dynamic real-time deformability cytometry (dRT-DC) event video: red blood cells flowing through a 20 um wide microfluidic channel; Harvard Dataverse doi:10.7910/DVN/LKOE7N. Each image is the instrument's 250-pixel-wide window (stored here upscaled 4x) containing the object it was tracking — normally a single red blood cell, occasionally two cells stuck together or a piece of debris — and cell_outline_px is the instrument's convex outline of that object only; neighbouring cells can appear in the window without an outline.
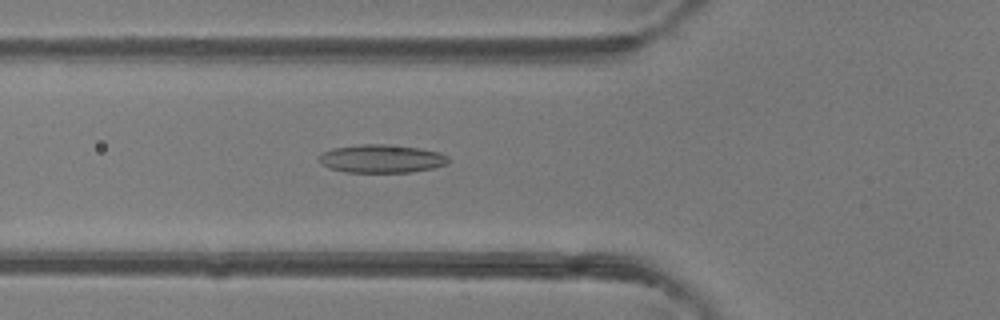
{"species": "common noctule bat (a hibernating species)", "species_latin": "Nyctalus noctula", "temperature_condition": "room temperature", "stored_images_in_passage": 46, "camera_frame_rate_fps": 3000, "um_per_image_px": 0.085, "animal": {"sex": "female"}, "frame": {"image": 1, "passage_image": 16, "time_ms": 5.0, "image_size_px": [1000, 320], "cell_outline_px": [[448, 164], [432, 168], [412, 172], [344, 172], [328, 168], [320, 164], [320, 156], [324, 152], [332, 148], [360, 144], [388, 144], [420, 148], [440, 152], [448, 156]], "centroid_in_image_um": [32.44, 13.49], "position_along_channel_um": 93.4, "area_um2": 21.39}}
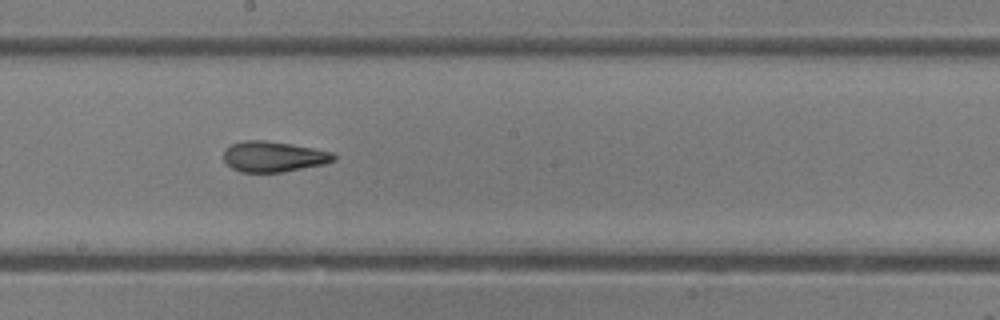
{"frame": {"image": 2, "passage_image": 25, "time_ms": 8.0, "image_size_px": [1000, 320], "cell_outline_px": [[336, 160], [324, 164], [284, 172], [240, 172], [232, 168], [224, 160], [224, 152], [232, 144], [244, 140], [264, 140], [312, 148], [332, 152], [336, 156]], "centroid_in_image_um": [23.26, 13.32], "position_along_channel_um": 224.9, "area_um2": 19.42}}
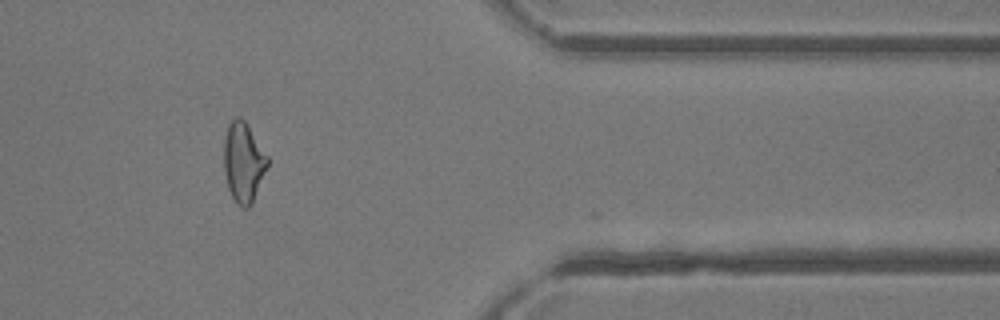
{"frame": {"image": 3, "passage_image": 38, "time_ms": 12.333, "image_size_px": [1000, 320], "cell_outline_px": [[268, 164], [252, 204], [248, 208], [244, 208], [232, 196], [228, 188], [224, 172], [224, 136], [228, 124], [236, 116], [240, 116], [244, 120], [268, 156]], "centroid_in_image_um": [20.68, 13.76], "position_along_channel_um": 390.7, "area_um2": 20.11}, "authors_computed_cell_mechanics": {"area_um2": 20.5768, "velocity_mm_per_s": 4.3628, "shape_relaxation_time_tau1_ms": 8.7067, "shape_relaxation_time_tau2_ms": 2.3386, "deformation_change_tau1": 0.2081, "deformation_change_tau2": 0.1115}}